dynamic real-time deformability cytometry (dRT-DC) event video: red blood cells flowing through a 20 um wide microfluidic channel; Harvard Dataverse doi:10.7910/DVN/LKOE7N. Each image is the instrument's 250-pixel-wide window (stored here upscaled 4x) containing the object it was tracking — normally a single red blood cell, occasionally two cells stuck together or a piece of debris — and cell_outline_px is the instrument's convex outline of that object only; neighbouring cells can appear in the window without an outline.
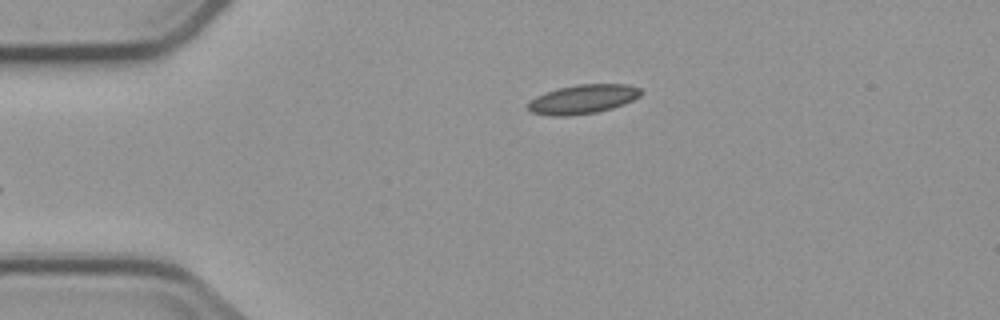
{"species": "common noctule bat (a hibernating species)", "species_latin": "Nyctalus noctula", "temperature_condition": "cold", "stored_images_in_passage": 2, "camera_frame_rate_fps": 3000, "um_per_image_px": 0.085, "animal": {"sex": "male", "body_mass_g": 23.1, "forearm_length_mm": 52.7}, "frame": {"image": 1, "passage_image": 2, "time_ms": 1.333, "image_size_px": [1000, 320], "cell_outline_px": [[640, 96], [624, 104], [612, 108], [596, 112], [568, 116], [552, 116], [532, 112], [528, 108], [528, 104], [536, 96], [544, 92], [576, 84], [628, 84], [640, 88]], "centroid_in_image_um": [49.55, 8.42], "position_along_channel_um": 35.5, "area_um2": 19.02}}